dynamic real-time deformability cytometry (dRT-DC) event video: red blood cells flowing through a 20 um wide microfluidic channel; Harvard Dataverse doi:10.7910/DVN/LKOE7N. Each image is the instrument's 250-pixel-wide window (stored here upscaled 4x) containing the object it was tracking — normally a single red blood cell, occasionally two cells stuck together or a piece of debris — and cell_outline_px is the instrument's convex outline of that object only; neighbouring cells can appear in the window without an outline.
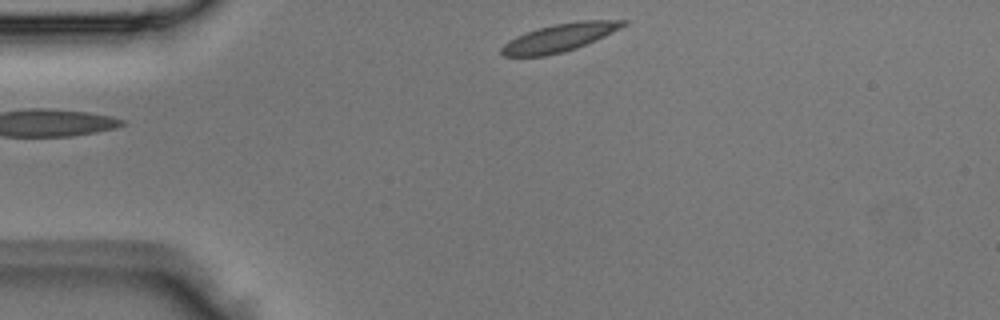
{"species": "Egyptian fruit bat (a non-hibernating species)", "species_latin": "Rousettus aegyptiacus", "temperature_condition": "room temperature", "stored_images_in_passage": 3, "segment_of_instrument_passage": [2, 2], "camera_frame_rate_fps": 3000, "um_per_image_px": 0.085, "animal": {"sex": "male"}, "frame": {"image": 1, "passage_image": 3, "time_ms": 0.667, "image_size_px": [1000, 320], "cell_outline_px": [[628, 24], [604, 36], [576, 48], [564, 52], [544, 56], [504, 56], [500, 52], [500, 48], [508, 40], [516, 36], [540, 28], [556, 24], [576, 20], [628, 20]], "centroid_in_image_um": [47.56, 3.2], "position_along_channel_um": 37.4, "area_um2": 19.59}}